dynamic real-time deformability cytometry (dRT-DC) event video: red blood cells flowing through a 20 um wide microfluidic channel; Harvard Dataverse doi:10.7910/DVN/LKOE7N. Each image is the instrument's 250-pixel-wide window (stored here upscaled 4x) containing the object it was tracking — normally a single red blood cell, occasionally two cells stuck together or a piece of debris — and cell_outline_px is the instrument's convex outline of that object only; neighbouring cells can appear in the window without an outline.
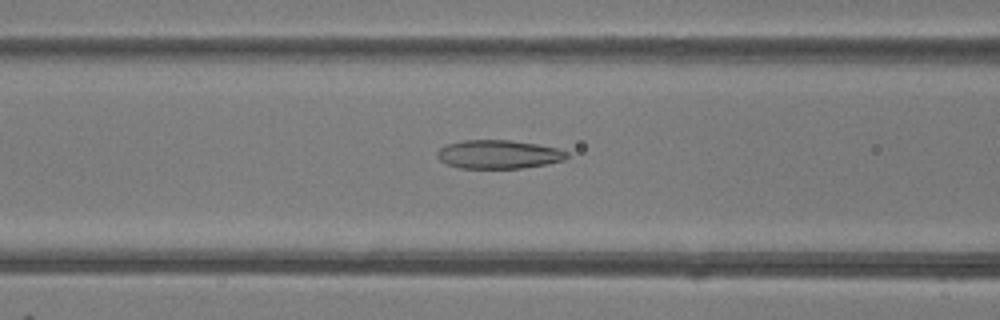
{"species": "common noctule bat (a hibernating species)", "species_latin": "Nyctalus noctula", "temperature_condition": "room temperature", "stored_images_in_passage": 41, "camera_frame_rate_fps": 3000, "um_per_image_px": 0.085, "animal": {"sex": "female"}, "frame": {"image": 1, "passage_image": 12, "time_ms": 3.667, "image_size_px": [1000, 320], "cell_outline_px": [[568, 156], [564, 160], [548, 164], [520, 168], [460, 168], [448, 164], [440, 160], [436, 156], [436, 152], [444, 144], [464, 140], [508, 140], [536, 144], [556, 148], [568, 152]], "centroid_in_image_um": [42.35, 13.12], "position_along_channel_um": 124.3, "area_um2": 21.62}}
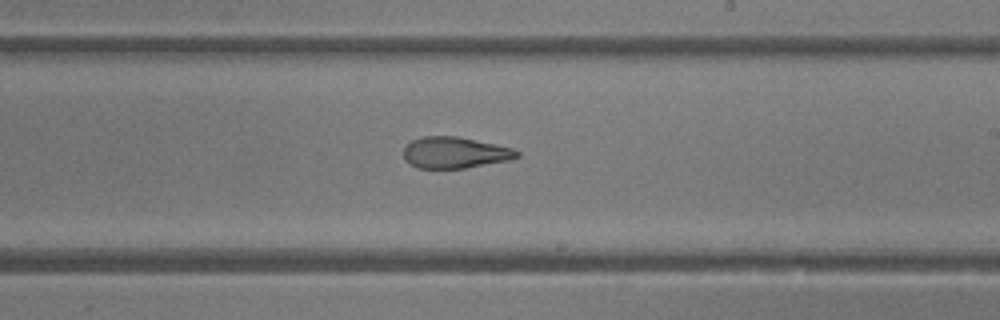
{"frame": {"image": 2, "passage_image": 21, "time_ms": 6.667, "image_size_px": [1000, 320], "cell_outline_px": [[520, 156], [508, 160], [464, 168], [416, 168], [404, 160], [404, 148], [412, 140], [424, 136], [456, 136], [512, 148], [520, 152]], "centroid_in_image_um": [38.63, 12.98], "position_along_channel_um": 250.4, "area_um2": 20.46}}
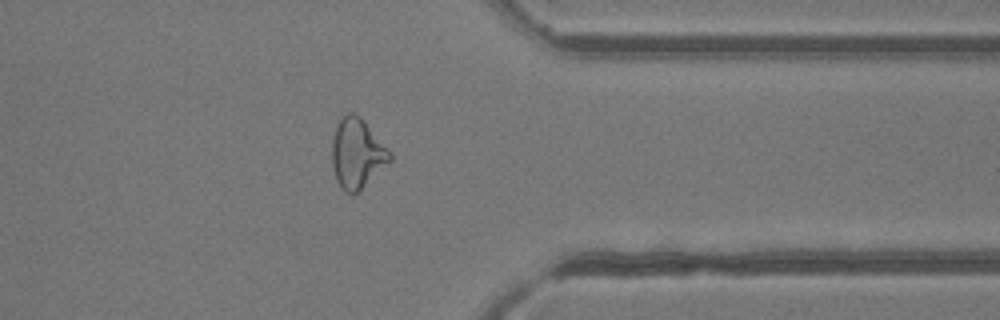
{"frame": {"image": 3, "passage_image": 31, "time_ms": 10.0, "image_size_px": [1000, 320], "cell_outline_px": [[392, 160], [356, 192], [344, 192], [340, 188], [336, 180], [332, 168], [332, 136], [340, 116], [348, 112], [352, 112], [360, 116], [364, 120], [392, 152]], "centroid_in_image_um": [30.33, 12.99], "position_along_channel_um": 381.1, "area_um2": 23.64}, "authors_computed_cell_mechanics": {"area_um2": 22.8888, "velocity_mm_per_s": 4.2093, "shape_relaxation_time_tau1_ms": null, "shape_relaxation_time_tau2_ms": 2.1855, "deformation_change_tau1": null, "deformation_change_tau2": 0.1016}}